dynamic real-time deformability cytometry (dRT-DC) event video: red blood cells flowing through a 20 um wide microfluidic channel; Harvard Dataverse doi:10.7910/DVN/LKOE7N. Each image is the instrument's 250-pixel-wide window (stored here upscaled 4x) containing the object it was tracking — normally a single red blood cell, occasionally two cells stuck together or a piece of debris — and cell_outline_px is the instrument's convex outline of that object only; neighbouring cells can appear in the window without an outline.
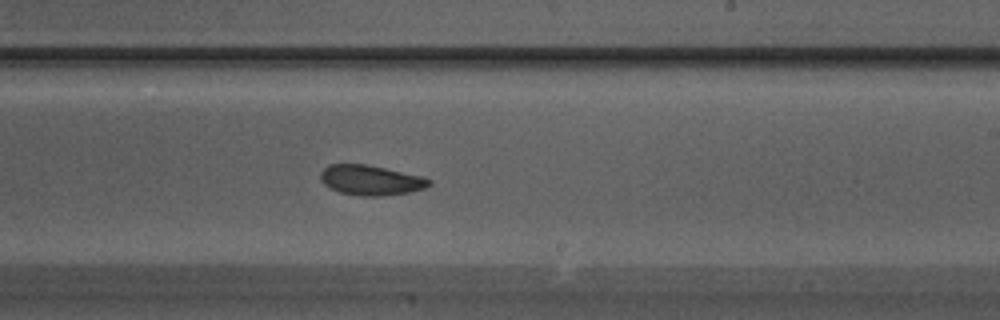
{"species": "Egyptian fruit bat (a non-hibernating species)", "species_latin": "Rousettus aegyptiacus", "temperature_condition": "warm", "stored_images_in_passage": 29, "camera_frame_rate_fps": 3000, "um_per_image_px": 0.085, "animal": {"sex": "male"}, "frame": {"image": 1, "passage_image": 17, "time_ms": 5.333, "image_size_px": [1000, 320], "cell_outline_px": [[432, 184], [424, 188], [408, 192], [380, 196], [360, 196], [340, 192], [328, 188], [320, 180], [320, 172], [328, 164], [368, 164], [424, 176], [432, 180]], "centroid_in_image_um": [31.51, 15.3], "position_along_channel_um": 257.5, "area_um2": 19.25}}